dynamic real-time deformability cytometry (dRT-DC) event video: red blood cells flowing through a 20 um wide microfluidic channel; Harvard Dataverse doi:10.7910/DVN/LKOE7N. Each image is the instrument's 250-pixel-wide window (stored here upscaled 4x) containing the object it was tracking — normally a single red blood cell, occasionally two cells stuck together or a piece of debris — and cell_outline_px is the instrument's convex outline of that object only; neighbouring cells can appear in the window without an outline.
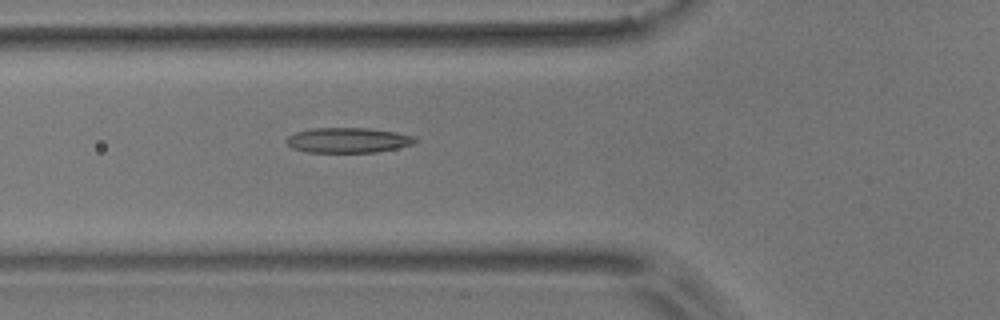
{"species": "common noctule bat (a hibernating species)", "species_latin": "Nyctalus noctula", "temperature_condition": "room temperature", "stored_images_in_passage": 6, "camera_frame_rate_fps": 3000, "um_per_image_px": 0.085, "animal": {"sex": "male", "body_mass_g": 17.9}, "frame": {"image": 1, "passage_image": 6, "time_ms": 6.0, "image_size_px": [1000, 320], "cell_outline_px": [[416, 140], [412, 144], [396, 148], [376, 152], [308, 152], [292, 148], [284, 140], [288, 136], [296, 132], [312, 128], [372, 128], [396, 132], [412, 136]], "centroid_in_image_um": [29.54, 11.91], "position_along_channel_um": 96.3, "area_um2": 18.73}}